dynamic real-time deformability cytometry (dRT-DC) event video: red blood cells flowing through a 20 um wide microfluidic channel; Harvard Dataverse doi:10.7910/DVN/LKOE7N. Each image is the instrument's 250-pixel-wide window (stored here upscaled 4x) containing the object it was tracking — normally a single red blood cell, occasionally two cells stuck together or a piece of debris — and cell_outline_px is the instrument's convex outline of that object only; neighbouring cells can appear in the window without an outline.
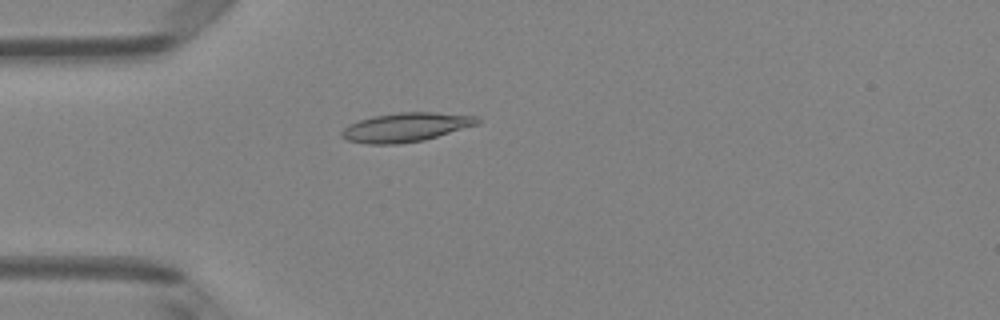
{"species": "Egyptian fruit bat (a non-hibernating species)", "species_latin": "Rousettus aegyptiacus", "temperature_condition": "room temperature", "stored_images_in_passage": 49, "camera_frame_rate_fps": 3000, "um_per_image_px": 0.085, "animal": {"sex": "female"}, "frame": {"image": 1, "passage_image": 14, "time_ms": 4.333, "image_size_px": [1000, 320], "cell_outline_px": [[480, 124], [424, 140], [396, 144], [368, 144], [348, 140], [340, 136], [340, 132], [348, 124], [372, 116], [400, 112], [432, 112], [476, 116], [480, 120]], "centroid_in_image_um": [34.49, 10.81], "position_along_channel_um": 50.5, "area_um2": 22.95}}
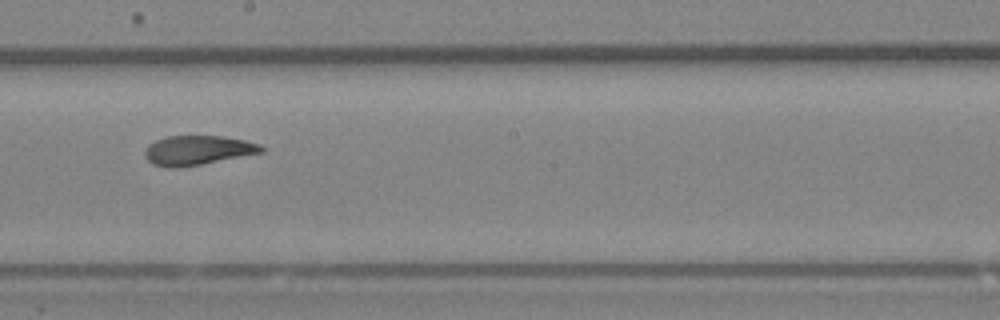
{"frame": {"image": 2, "passage_image": 28, "time_ms": 9.0, "image_size_px": [1000, 320], "cell_outline_px": [[264, 152], [200, 164], [176, 168], [168, 168], [152, 164], [144, 156], [144, 152], [148, 144], [156, 140], [168, 136], [220, 136], [244, 140], [260, 144], [264, 148]], "centroid_in_image_um": [16.77, 12.77], "position_along_channel_um": 231.4, "area_um2": 19.88}}
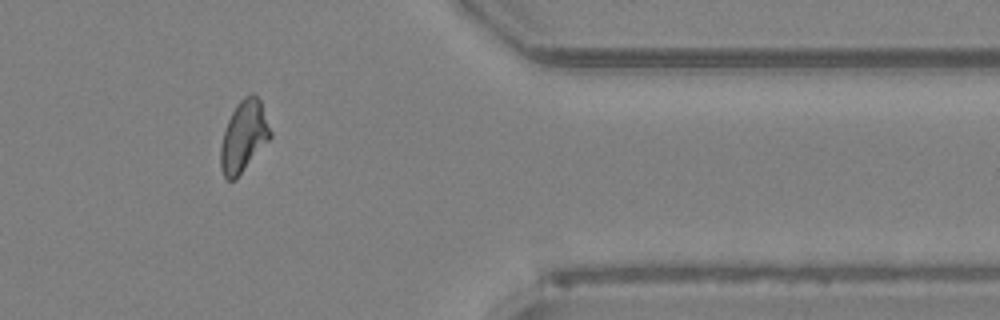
{"frame": {"image": 3, "passage_image": 41, "time_ms": 13.333, "image_size_px": [1000, 320], "cell_outline_px": [[272, 136], [236, 180], [228, 180], [224, 176], [220, 168], [220, 148], [224, 132], [228, 120], [236, 104], [244, 96], [252, 92], [260, 100], [272, 132]], "centroid_in_image_um": [20.72, 11.6], "position_along_channel_um": 390.7, "area_um2": 20.63}, "authors_computed_cell_mechanics": {"area_um2": 20.8658, "velocity_mm_per_s": 4.1172, "shape_relaxation_time_tau1_ms": null, "shape_relaxation_time_tau2_ms": 2.1128, "deformation_change_tau1": null, "deformation_change_tau2": 0.0758}}